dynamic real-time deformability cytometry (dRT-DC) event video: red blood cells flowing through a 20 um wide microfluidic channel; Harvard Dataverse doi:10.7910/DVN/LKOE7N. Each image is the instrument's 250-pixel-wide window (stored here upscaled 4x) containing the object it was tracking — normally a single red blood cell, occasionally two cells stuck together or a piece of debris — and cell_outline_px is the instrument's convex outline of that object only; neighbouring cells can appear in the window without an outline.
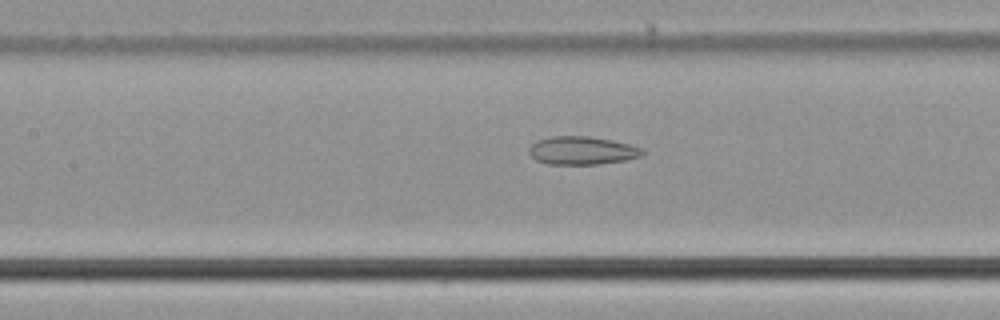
{"species": "common noctule bat (a hibernating species)", "species_latin": "Nyctalus noctula", "temperature_condition": "cold", "stored_images_in_passage": 12, "camera_frame_rate_fps": 3000, "um_per_image_px": 0.085, "animal": {"sex": "male", "body_mass_g": 21.5, "forearm_length_mm": 52.0}, "frame": {"image": 1, "passage_image": 10, "time_ms": 3.0, "image_size_px": [1000, 320], "cell_outline_px": [[644, 152], [640, 156], [624, 160], [596, 164], [548, 164], [536, 160], [528, 152], [528, 148], [536, 140], [552, 136], [588, 136], [612, 140], [632, 144], [640, 148]], "centroid_in_image_um": [49.44, 12.78], "position_along_channel_um": 158.0, "area_um2": 18.55}}